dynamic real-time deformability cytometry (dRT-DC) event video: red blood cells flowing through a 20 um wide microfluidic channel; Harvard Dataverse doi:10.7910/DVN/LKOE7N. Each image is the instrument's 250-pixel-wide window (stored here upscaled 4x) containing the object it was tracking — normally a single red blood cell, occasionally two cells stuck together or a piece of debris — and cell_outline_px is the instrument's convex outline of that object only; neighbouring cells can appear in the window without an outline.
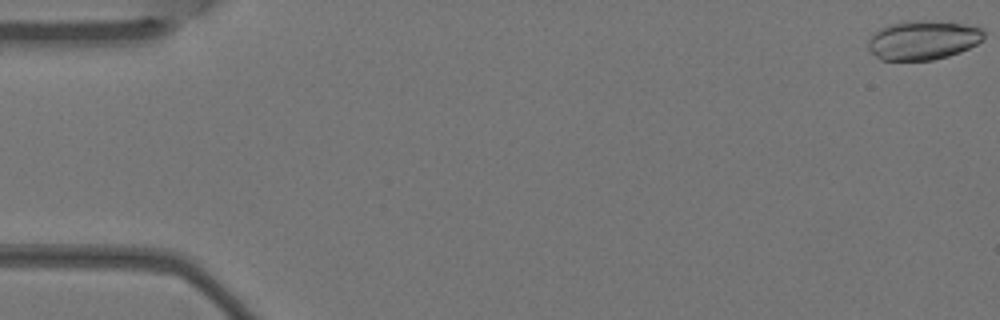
{"species": "Egyptian fruit bat (a non-hibernating species)", "species_latin": "Rousettus aegyptiacus", "temperature_condition": "warm", "stored_images_in_passage": 5, "camera_frame_rate_fps": 3000, "um_per_image_px": 0.085, "animal": {"sex": "female"}, "frame": {"image": 1, "passage_image": 1, "time_ms": 0.0, "image_size_px": [1000, 320], "cell_outline_px": [[984, 40], [960, 52], [948, 56], [932, 60], [880, 60], [868, 48], [868, 40], [872, 32], [880, 28], [892, 24], [908, 20], [920, 20], [968, 24], [984, 28]], "centroid_in_image_um": [78.46, 3.4], "position_along_channel_um": 6.5, "area_um2": 26.65}}